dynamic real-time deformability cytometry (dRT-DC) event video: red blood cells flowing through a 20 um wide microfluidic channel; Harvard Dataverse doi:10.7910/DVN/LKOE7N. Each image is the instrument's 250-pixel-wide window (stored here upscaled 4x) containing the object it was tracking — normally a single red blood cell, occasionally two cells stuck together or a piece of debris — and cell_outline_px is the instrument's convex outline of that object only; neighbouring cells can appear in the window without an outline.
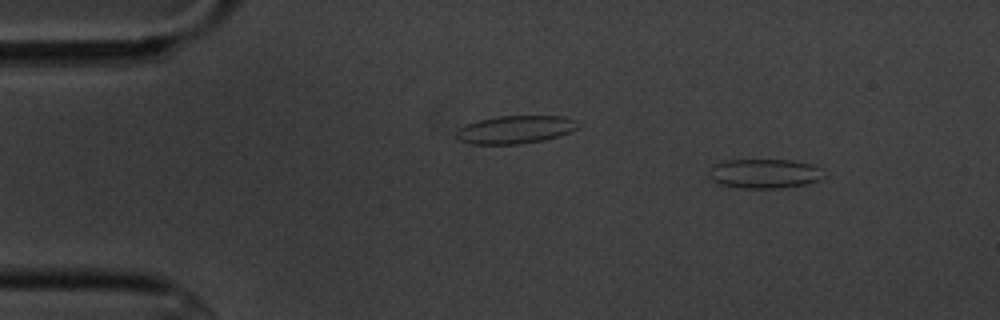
{"species": "common noctule bat (a hibernating species)", "species_latin": "Nyctalus noctula", "temperature_condition": "cold", "stored_images_in_passage": 3, "camera_frame_rate_fps": 3000, "um_per_image_px": 0.085, "animal": {"sex": "male", "body_mass_g": 20.1, "forearm_length_mm": 53.5}, "frame": {"image": 1, "passage_image": 1, "time_ms": 0.0, "image_size_px": [1000, 320], "cell_outline_px": [[824, 176], [820, 180], [808, 184], [784, 188], [740, 188], [720, 184], [712, 180], [708, 176], [712, 164], [724, 160], [792, 160], [812, 164], [820, 168]], "centroid_in_image_um": [64.98, 14.76], "position_along_channel_um": 20.0, "area_um2": 19.94}}